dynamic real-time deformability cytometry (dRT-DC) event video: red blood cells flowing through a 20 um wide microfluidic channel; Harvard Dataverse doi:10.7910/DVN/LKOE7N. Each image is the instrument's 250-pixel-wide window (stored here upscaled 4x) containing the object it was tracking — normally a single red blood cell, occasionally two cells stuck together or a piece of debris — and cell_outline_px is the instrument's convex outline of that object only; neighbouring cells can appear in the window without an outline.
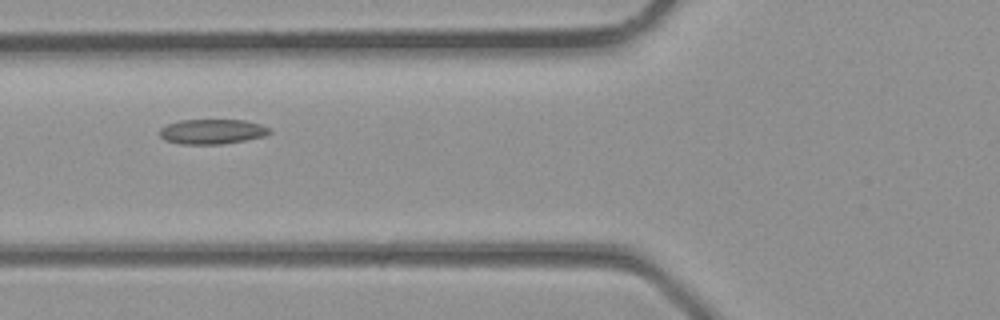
{"species": "common noctule bat (a hibernating species)", "species_latin": "Nyctalus noctula", "temperature_condition": "room temperature", "stored_images_in_passage": 2, "camera_frame_rate_fps": 3000, "um_per_image_px": 0.085, "animal": {"sex": "male", "body_mass_g": 23.1, "forearm_length_mm": 52.7}, "frame": {"image": 1, "passage_image": 2, "time_ms": 0.333, "image_size_px": [1000, 320], "cell_outline_px": [[272, 132], [264, 136], [244, 140], [220, 144], [180, 144], [164, 140], [160, 136], [160, 128], [168, 124], [180, 120], [244, 120], [260, 124], [268, 128]], "centroid_in_image_um": [18.0, 11.18], "position_along_channel_um": 107.8, "area_um2": 15.84}}